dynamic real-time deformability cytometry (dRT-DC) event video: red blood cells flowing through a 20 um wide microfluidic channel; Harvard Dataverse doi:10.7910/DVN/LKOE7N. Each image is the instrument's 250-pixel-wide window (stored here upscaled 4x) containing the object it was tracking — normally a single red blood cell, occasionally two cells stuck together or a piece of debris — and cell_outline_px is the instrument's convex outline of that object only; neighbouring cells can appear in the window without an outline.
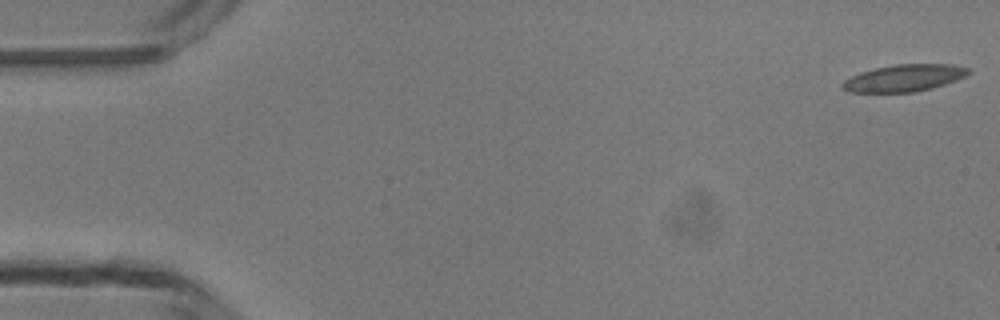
{"species": "common noctule bat (a hibernating species)", "species_latin": "Nyctalus noctula", "temperature_condition": "room temperature", "stored_images_in_passage": 15, "camera_frame_rate_fps": 3000, "um_per_image_px": 0.085, "animal": {"sex": "male", "body_mass_g": 13.3}, "frame": {"image": 1, "passage_image": 1, "time_ms": 0.0, "image_size_px": [1000, 320], "cell_outline_px": [[968, 72], [964, 76], [956, 80], [944, 84], [912, 92], [852, 92], [840, 88], [840, 84], [844, 80], [860, 72], [876, 68], [896, 64], [952, 64], [968, 68]], "centroid_in_image_um": [76.79, 6.63], "position_along_channel_um": 8.2, "area_um2": 19.48}}
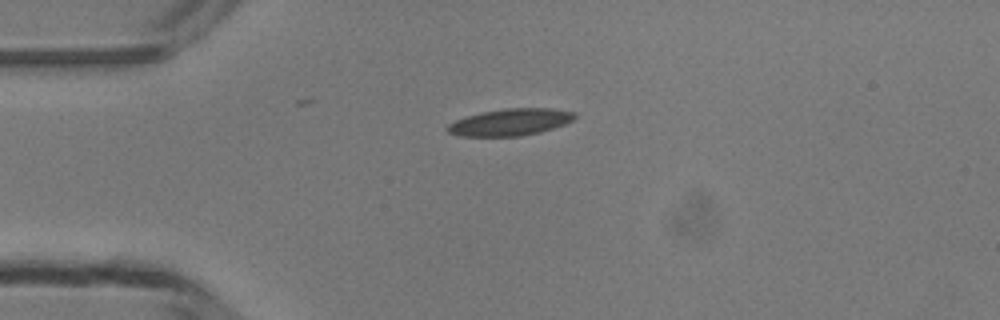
{"frame": {"image": 2, "passage_image": 12, "time_ms": 3.667, "image_size_px": [1000, 320], "cell_outline_px": [[576, 116], [572, 120], [564, 124], [540, 132], [520, 136], [460, 136], [448, 132], [448, 124], [456, 120], [468, 116], [484, 112], [504, 108], [548, 108], [572, 112]], "centroid_in_image_um": [43.36, 10.38], "position_along_channel_um": 41.6, "area_um2": 19.54}}